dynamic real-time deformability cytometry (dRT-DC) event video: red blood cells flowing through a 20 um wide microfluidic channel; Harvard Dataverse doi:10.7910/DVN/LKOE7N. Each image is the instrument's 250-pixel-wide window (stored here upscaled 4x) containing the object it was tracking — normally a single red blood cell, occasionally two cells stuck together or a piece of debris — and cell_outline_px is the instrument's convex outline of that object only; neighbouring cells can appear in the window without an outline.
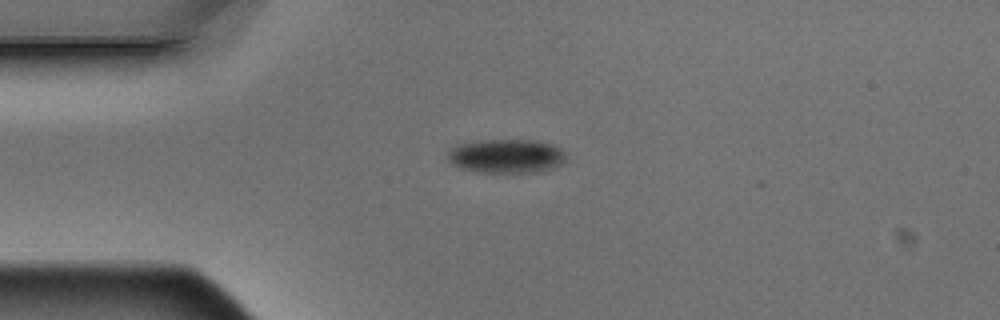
{"species": "Egyptian fruit bat (a non-hibernating species)", "species_latin": "Rousettus aegyptiacus", "temperature_condition": "warm", "stored_images_in_passage": 8, "camera_frame_rate_fps": 3000, "um_per_image_px": 0.085, "animal": {"sex": "male"}, "frame": {"image": 1, "passage_image": 1, "time_ms": 0.0, "image_size_px": [1000, 320], "cell_outline_px": [[568, 160], [564, 164], [540, 172], [480, 172], [460, 168], [452, 164], [448, 160], [448, 152], [456, 144], [480, 140], [536, 140], [552, 144], [560, 148], [564, 152]], "centroid_in_image_um": [43.07, 13.26], "position_along_channel_um": 41.9, "area_um2": 23.7}}
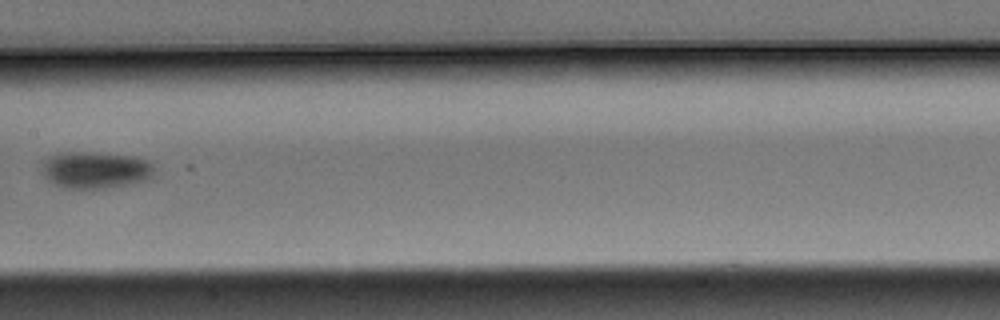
{"frame": {"image": 2, "passage_image": 5, "time_ms": 1.333, "image_size_px": [1000, 320], "cell_outline_px": [[152, 176], [148, 180], [128, 184], [104, 188], [64, 188], [52, 184], [40, 172], [44, 160], [60, 152], [92, 152], [132, 156], [148, 160], [152, 164]], "centroid_in_image_um": [8.07, 14.45], "position_along_channel_um": 199.3, "area_um2": 24.16}}
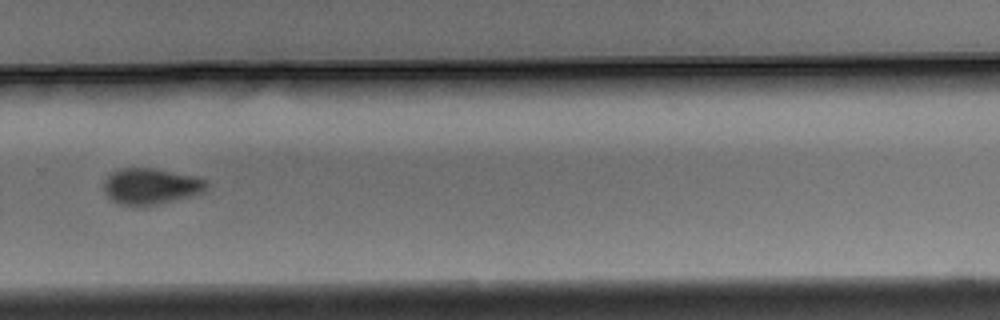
{"frame": {"image": 3, "passage_image": 8, "time_ms": 2.333, "image_size_px": [1000, 320], "cell_outline_px": [[208, 184], [204, 192], [156, 204], [120, 204], [112, 200], [104, 192], [104, 180], [112, 172], [124, 168], [152, 168], [196, 176], [208, 180]], "centroid_in_image_um": [12.84, 15.8], "position_along_channel_um": 317.0, "area_um2": 21.15}}